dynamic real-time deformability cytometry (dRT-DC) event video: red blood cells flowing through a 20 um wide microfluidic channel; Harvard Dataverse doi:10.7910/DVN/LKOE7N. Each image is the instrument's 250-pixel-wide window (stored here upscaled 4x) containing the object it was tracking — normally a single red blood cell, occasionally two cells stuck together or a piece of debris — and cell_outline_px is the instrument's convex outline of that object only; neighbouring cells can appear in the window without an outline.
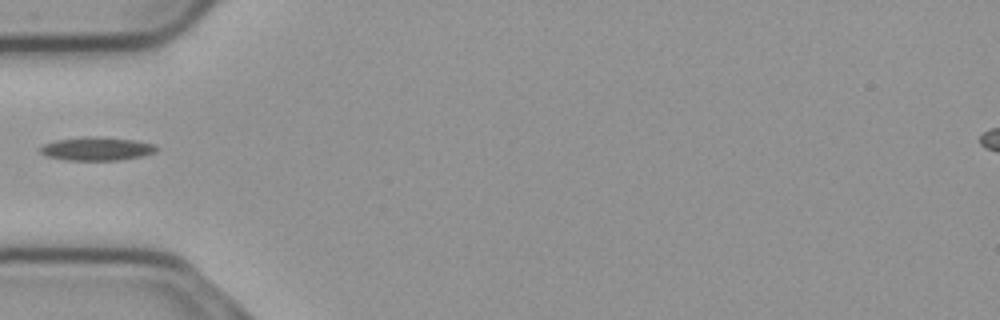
{"species": "common noctule bat (a hibernating species)", "species_latin": "Nyctalus noctula", "temperature_condition": "cold", "stored_images_in_passage": 38, "camera_frame_rate_fps": 3000, "um_per_image_px": 0.085, "animal": {"sex": "male", "body_mass_g": 23.1, "forearm_length_mm": 52.7}, "frame": {"image": 1, "passage_image": 1, "time_ms": 0.0, "image_size_px": [1000, 320], "cell_outline_px": [[156, 152], [140, 156], [116, 160], [64, 160], [48, 156], [40, 152], [40, 148], [44, 144], [56, 140], [84, 136], [88, 136], [132, 140], [156, 144]], "centroid_in_image_um": [8.2, 12.64], "position_along_channel_um": 76.8, "area_um2": 15.61}}
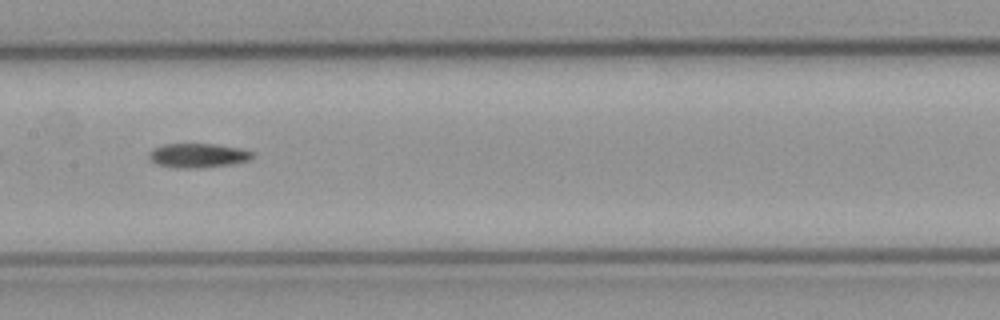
{"frame": {"image": 2, "passage_image": 10, "time_ms": 3.0, "image_size_px": [1000, 320], "cell_outline_px": [[252, 156], [248, 160], [232, 164], [196, 168], [176, 168], [156, 164], [148, 156], [148, 152], [152, 148], [164, 144], [216, 144], [240, 148], [252, 152]], "centroid_in_image_um": [16.77, 13.21], "position_along_channel_um": 190.6, "area_um2": 14.57}}
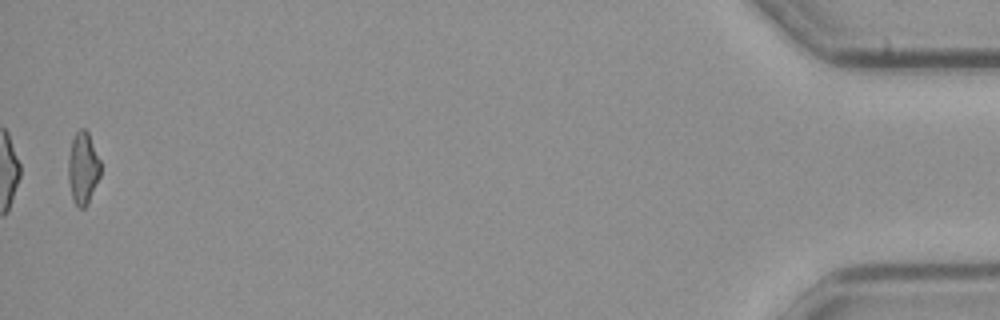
{"frame": {"image": 3, "passage_image": 37, "time_ms": 12.0, "image_size_px": [1000, 320], "cell_outline_px": [[100, 176], [88, 204], [84, 208], [80, 208], [76, 204], [72, 196], [68, 180], [68, 156], [72, 140], [76, 132], [80, 128], [84, 128], [88, 132], [100, 160]], "centroid_in_image_um": [7.05, 14.28], "position_along_channel_um": 428.2, "area_um2": 13.53}}